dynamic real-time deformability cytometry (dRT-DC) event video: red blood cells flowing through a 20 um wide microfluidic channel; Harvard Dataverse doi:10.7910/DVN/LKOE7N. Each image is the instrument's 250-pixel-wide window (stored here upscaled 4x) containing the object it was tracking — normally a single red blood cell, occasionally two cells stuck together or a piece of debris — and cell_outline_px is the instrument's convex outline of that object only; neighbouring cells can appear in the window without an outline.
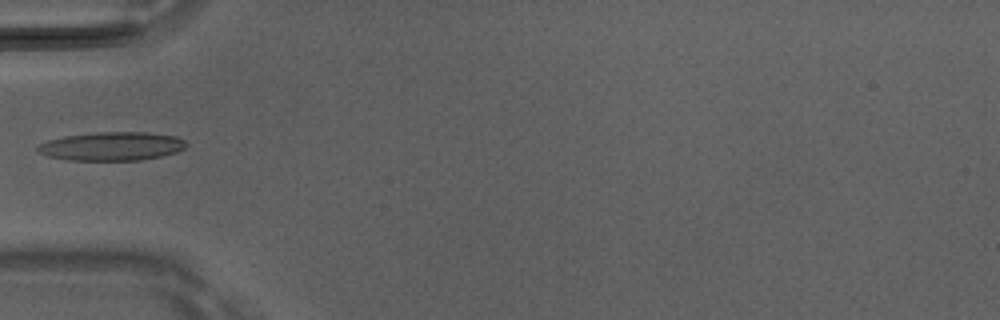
{"species": "Egyptian fruit bat (a non-hibernating species)", "species_latin": "Rousettus aegyptiacus", "temperature_condition": "room temperature", "stored_images_in_passage": 5, "camera_frame_rate_fps": 3000, "um_per_image_px": 0.085, "animal": {"sex": "male"}, "frame": {"image": 1, "passage_image": 4, "time_ms": 1.0, "image_size_px": [1000, 320], "cell_outline_px": [[188, 144], [184, 148], [176, 152], [164, 156], [140, 160], [68, 160], [48, 156], [40, 152], [36, 148], [40, 144], [48, 140], [64, 136], [96, 132], [148, 132], [176, 136], [184, 140]], "centroid_in_image_um": [9.54, 12.43], "position_along_channel_um": 75.5, "area_um2": 24.8}}